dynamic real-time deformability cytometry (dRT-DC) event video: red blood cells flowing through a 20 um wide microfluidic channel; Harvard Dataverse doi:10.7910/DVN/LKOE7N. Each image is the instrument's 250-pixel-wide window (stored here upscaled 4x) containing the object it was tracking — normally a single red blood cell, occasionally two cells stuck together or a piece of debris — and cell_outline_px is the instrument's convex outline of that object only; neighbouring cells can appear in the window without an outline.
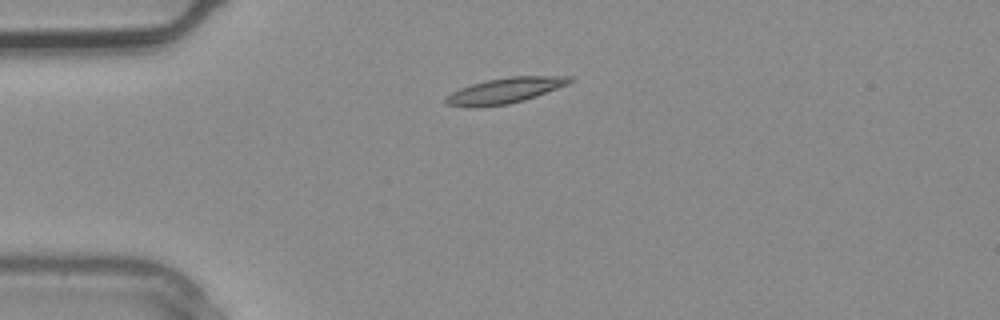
{"species": "common noctule bat (a hibernating species)", "species_latin": "Nyctalus noctula", "temperature_condition": "warm", "stored_images_in_passage": 2, "camera_frame_rate_fps": 3000, "um_per_image_px": 0.085, "animal": {"sex": "male", "body_mass_g": 20.4}, "frame": {"image": 1, "passage_image": 2, "time_ms": 0.333, "image_size_px": [1000, 320], "cell_outline_px": [[576, 80], [568, 84], [536, 96], [524, 100], [508, 104], [476, 108], [464, 108], [448, 104], [444, 100], [444, 96], [460, 88], [472, 84], [488, 80], [508, 76], [572, 76]], "centroid_in_image_um": [42.9, 7.71], "position_along_channel_um": 42.1, "area_um2": 18.67}}